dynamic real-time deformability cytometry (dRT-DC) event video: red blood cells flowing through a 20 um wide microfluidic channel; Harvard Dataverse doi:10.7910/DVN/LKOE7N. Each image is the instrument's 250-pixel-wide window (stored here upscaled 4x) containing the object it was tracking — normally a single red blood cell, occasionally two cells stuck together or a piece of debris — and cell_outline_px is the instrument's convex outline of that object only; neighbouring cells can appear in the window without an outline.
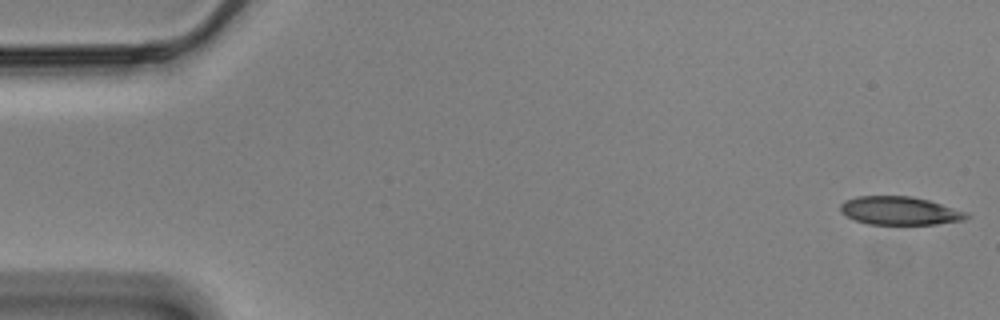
{"species": "Egyptian fruit bat (a non-hibernating species)", "species_latin": "Rousettus aegyptiacus", "temperature_condition": "cold", "stored_images_in_passage": 56, "segment_of_instrument_passage": [1, 2], "camera_frame_rate_fps": 3000, "um_per_image_px": 0.085, "animal": {"sex": "male"}, "frame": {"image": 1, "passage_image": 1, "time_ms": 0.0, "image_size_px": [1000, 320], "cell_outline_px": [[968, 216], [964, 220], [936, 224], [868, 224], [856, 220], [840, 212], [840, 204], [844, 200], [856, 196], [912, 196], [928, 200], [968, 212]], "centroid_in_image_um": [76.46, 17.9], "position_along_channel_um": 8.5, "area_um2": 20.75}}
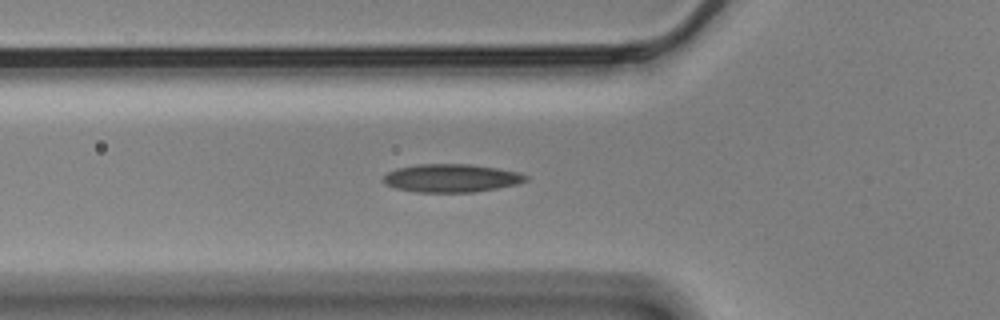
{"frame": {"image": 2, "passage_image": 19, "time_ms": 6.0, "image_size_px": [1000, 320], "cell_outline_px": [[528, 180], [516, 184], [496, 188], [472, 192], [416, 192], [396, 188], [384, 184], [380, 180], [388, 172], [396, 168], [416, 164], [468, 164], [496, 168], [520, 172], [528, 176]], "centroid_in_image_um": [38.32, 15.13], "position_along_channel_um": 87.5, "area_um2": 23.41}}
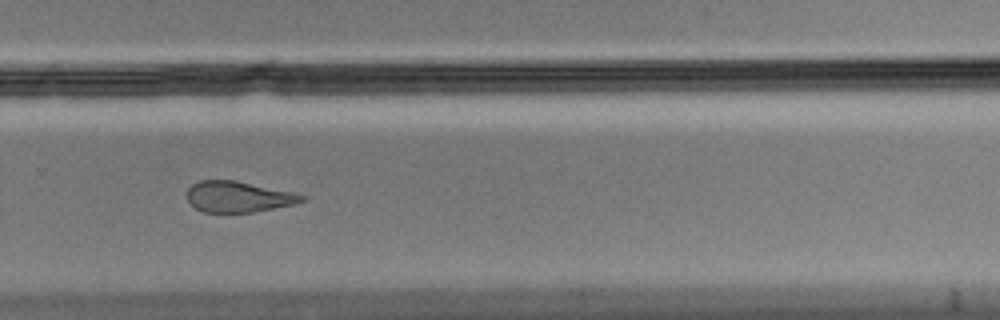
{"frame": {"image": 3, "passage_image": 38, "time_ms": 12.333, "image_size_px": [1000, 320], "cell_outline_px": [[308, 196], [304, 200], [292, 204], [252, 212], [204, 212], [196, 208], [188, 200], [188, 188], [192, 184], [200, 180], [232, 180], [292, 192]], "centroid_in_image_um": [20.23, 16.72], "position_along_channel_um": 309.6, "area_um2": 20.23}}